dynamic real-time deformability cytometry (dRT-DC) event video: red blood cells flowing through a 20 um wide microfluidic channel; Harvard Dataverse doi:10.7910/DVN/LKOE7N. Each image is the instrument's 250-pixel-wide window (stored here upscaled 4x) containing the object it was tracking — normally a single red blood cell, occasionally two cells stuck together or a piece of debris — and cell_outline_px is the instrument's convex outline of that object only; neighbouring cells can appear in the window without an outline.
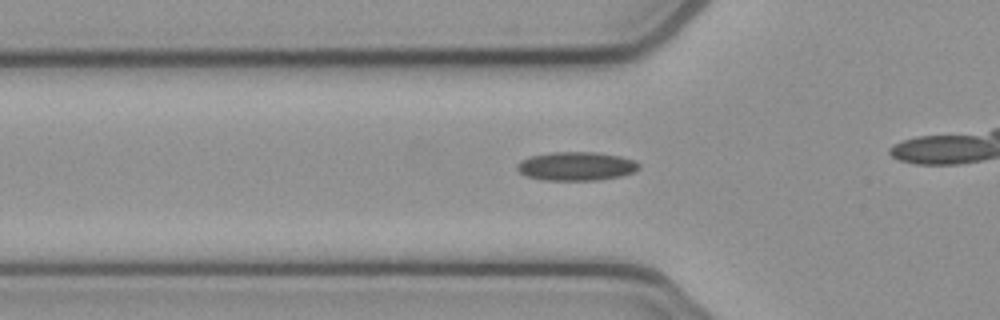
{"species": "common noctule bat (a hibernating species)", "species_latin": "Nyctalus noctula", "temperature_condition": "cold", "stored_images_in_passage": 41, "camera_frame_rate_fps": 3000, "um_per_image_px": 0.085, "animal": {"sex": "female", "body_mass_g": 21.9}, "frame": {"image": 1, "passage_image": 17, "time_ms": 5.333, "image_size_px": [1000, 320], "cell_outline_px": [[640, 168], [632, 172], [620, 176], [596, 180], [540, 180], [524, 176], [516, 168], [516, 164], [520, 160], [532, 156], [552, 152], [596, 152], [620, 156], [636, 160], [640, 164]], "centroid_in_image_um": [48.96, 14.13], "position_along_channel_um": 76.8, "area_um2": 20.52}}
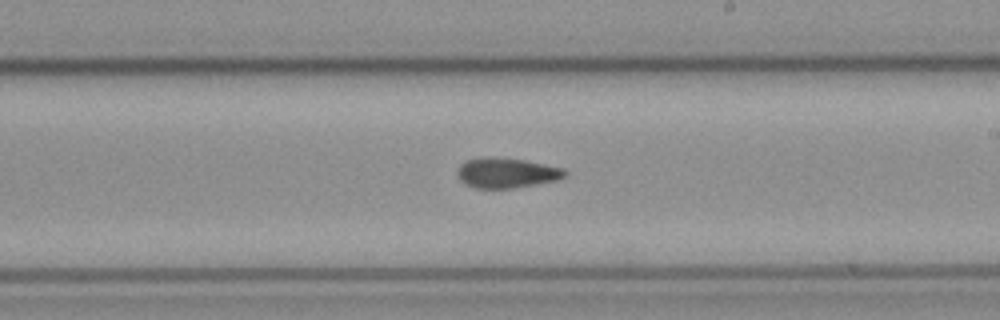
{"frame": {"image": 2, "passage_image": 30, "time_ms": 9.667, "image_size_px": [1000, 320], "cell_outline_px": [[568, 176], [560, 180], [512, 188], [476, 188], [464, 184], [456, 176], [456, 168], [464, 160], [480, 156], [492, 156], [524, 160], [564, 168], [568, 172]], "centroid_in_image_um": [43.03, 14.68], "position_along_channel_um": 246.0, "area_um2": 19.42}}
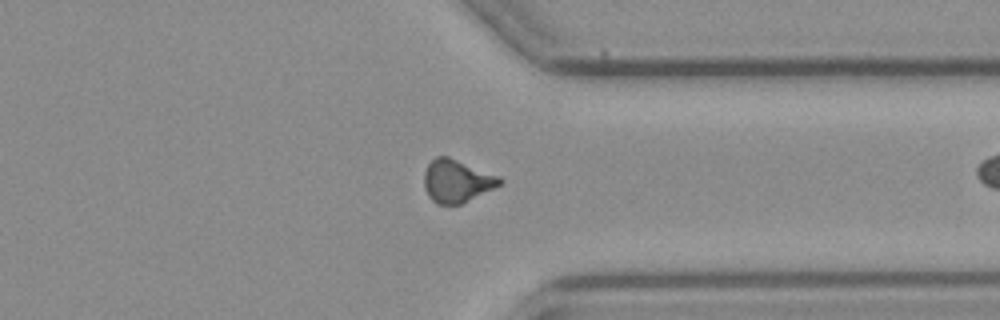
{"frame": {"image": 3, "passage_image": 40, "time_ms": 13.0, "image_size_px": [1000, 320], "cell_outline_px": [[504, 184], [460, 204], [436, 204], [428, 196], [424, 188], [424, 172], [428, 164], [436, 156], [448, 156], [500, 176], [504, 180]], "centroid_in_image_um": [38.85, 15.38], "position_along_channel_um": 372.6, "area_um2": 19.02}}